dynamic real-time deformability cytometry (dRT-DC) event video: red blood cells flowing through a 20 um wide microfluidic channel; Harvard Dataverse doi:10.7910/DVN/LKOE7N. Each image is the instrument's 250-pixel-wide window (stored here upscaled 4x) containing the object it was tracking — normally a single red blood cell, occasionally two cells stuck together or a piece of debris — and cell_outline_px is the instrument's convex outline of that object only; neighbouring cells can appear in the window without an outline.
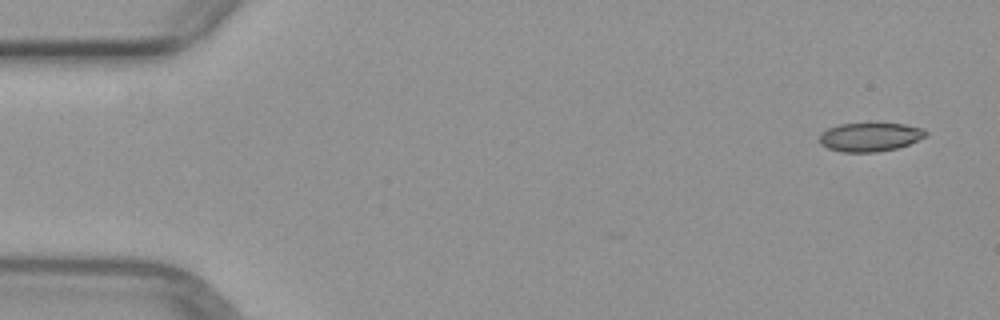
{"species": "common noctule bat (a hibernating species)", "species_latin": "Nyctalus noctula", "temperature_condition": "warm", "stored_images_in_passage": 5, "camera_frame_rate_fps": 3000, "um_per_image_px": 0.085, "animal": {"sex": "female", "body_mass_g": 29.2, "forearm_length_mm": 56.3}, "frame": {"image": 1, "passage_image": 1, "time_ms": 0.0, "image_size_px": [1000, 320], "cell_outline_px": [[928, 132], [924, 136], [908, 144], [896, 148], [876, 152], [840, 152], [828, 148], [820, 144], [820, 132], [828, 128], [840, 124], [904, 124], [924, 128]], "centroid_in_image_um": [73.91, 11.65], "position_along_channel_um": 11.1, "area_um2": 17.63}}
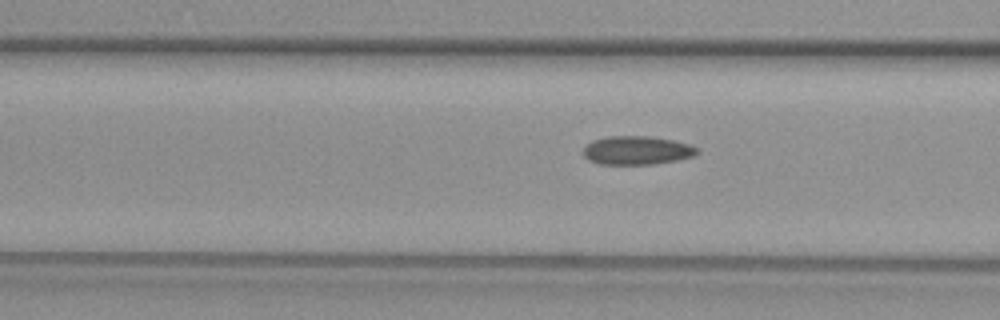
{"frame": {"image": 2, "passage_image": 5, "time_ms": 5.667, "image_size_px": [1000, 320], "cell_outline_px": [[700, 152], [692, 156], [676, 160], [652, 164], [600, 164], [588, 160], [584, 156], [584, 148], [592, 140], [608, 136], [648, 136], [672, 140], [688, 144], [696, 148]], "centroid_in_image_um": [54.11, 12.78], "position_along_channel_um": 112.5, "area_um2": 18.79}}